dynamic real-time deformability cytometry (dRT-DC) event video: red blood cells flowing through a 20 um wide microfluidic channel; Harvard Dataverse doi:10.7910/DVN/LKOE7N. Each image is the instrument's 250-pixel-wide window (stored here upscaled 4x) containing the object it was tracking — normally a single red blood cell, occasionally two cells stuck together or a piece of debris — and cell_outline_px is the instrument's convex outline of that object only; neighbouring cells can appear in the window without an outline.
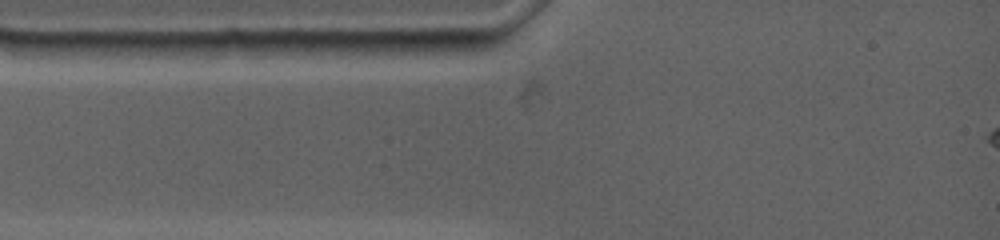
{"species": "common noctule bat (a hibernating species)", "species_latin": "Nyctalus noctula", "temperature_condition": "warm", "stored_images_in_passage": 3, "camera_frame_rate_fps": 4500, "um_per_image_px": 0.085, "animal": {"sex": "female", "body_mass_g": 19.0, "forearm_length_mm": 53.3}, "frame": {"image": 1, "passage_image": 1, "time_ms": 0.0, "image_size_px": [1000, 240], "cell_outline_px": [[500, 40], [496, 44], [476, 56], [412, 56], [372, 52], [368, 40]], "centroid_in_image_um": [36.71, 4.03], "position_along_channel_um": 48.3, "area_um2": 13.12}}